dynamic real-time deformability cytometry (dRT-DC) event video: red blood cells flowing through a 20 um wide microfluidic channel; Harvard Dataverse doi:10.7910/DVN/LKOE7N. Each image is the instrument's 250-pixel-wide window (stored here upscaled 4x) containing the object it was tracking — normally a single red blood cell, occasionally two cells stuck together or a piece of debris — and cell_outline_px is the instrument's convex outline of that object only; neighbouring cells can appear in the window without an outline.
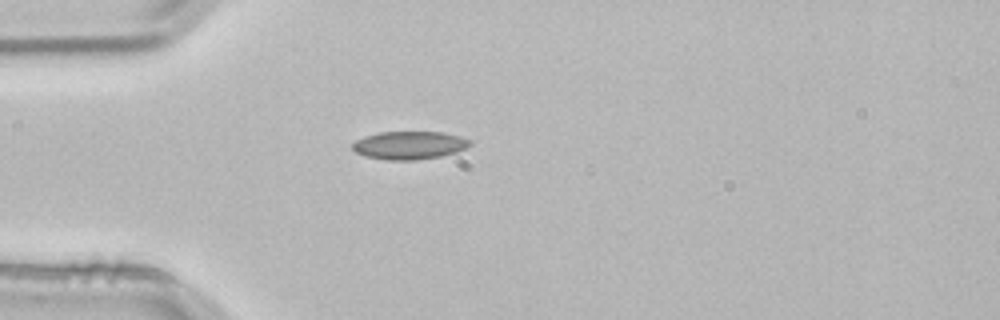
{"species": "common noctule bat (a hibernating species)", "species_latin": "Nyctalus noctula", "temperature_condition": "room temperature", "stored_images_in_passage": 1, "camera_frame_rate_fps": 3000, "um_per_image_px": 0.085, "animal": {"sex": "male", "body_mass_g": 21.5, "forearm_length_mm": 52.0}, "frame": {"image": 1, "passage_image": 1, "time_ms": 0.0, "image_size_px": [1000, 320], "cell_outline_px": [[472, 144], [456, 152], [440, 156], [416, 160], [388, 160], [364, 156], [356, 152], [352, 148], [352, 144], [356, 140], [364, 136], [380, 132], [444, 132], [460, 136], [472, 140]], "centroid_in_image_um": [34.8, 12.34], "position_along_channel_um": 50.2, "area_um2": 19.25}}